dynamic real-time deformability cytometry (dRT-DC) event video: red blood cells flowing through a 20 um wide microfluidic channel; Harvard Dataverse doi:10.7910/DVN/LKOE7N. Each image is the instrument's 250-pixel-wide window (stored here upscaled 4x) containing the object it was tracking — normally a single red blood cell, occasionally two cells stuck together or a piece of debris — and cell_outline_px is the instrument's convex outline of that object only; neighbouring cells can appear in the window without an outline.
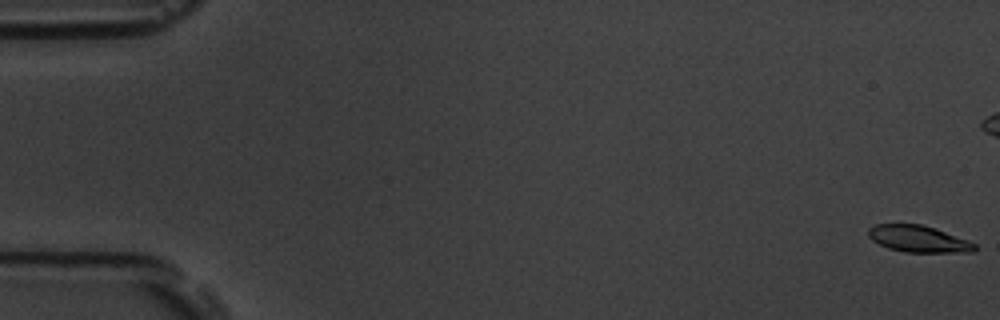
{"species": "common noctule bat (a hibernating species)", "species_latin": "Nyctalus noctula", "temperature_condition": "room temperature", "stored_images_in_passage": 58, "camera_frame_rate_fps": 3000, "um_per_image_px": 0.085, "animal": {"sex": "male", "body_mass_g": 19.5, "forearm_length_mm": 54.6}, "frame": {"image": 1, "passage_image": 1, "time_ms": 0.0, "image_size_px": [1000, 320], "cell_outline_px": [[976, 248], [972, 252], [904, 252], [888, 248], [872, 240], [868, 236], [868, 228], [876, 224], [920, 224], [936, 228], [968, 240], [976, 244]], "centroid_in_image_um": [78.06, 20.3], "position_along_channel_um": 6.9, "area_um2": 16.53}}
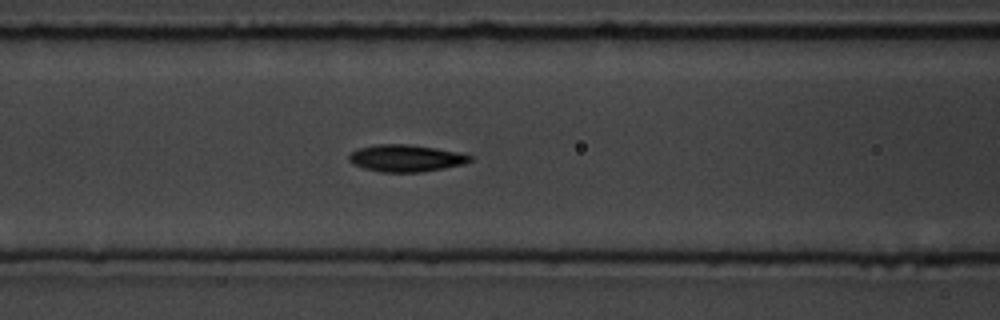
{"frame": {"image": 2, "passage_image": 24, "time_ms": 7.667, "image_size_px": [1000, 320], "cell_outline_px": [[472, 160], [464, 164], [444, 168], [420, 172], [380, 172], [364, 168], [352, 164], [348, 160], [348, 156], [352, 152], [360, 148], [376, 144], [408, 144], [460, 152], [472, 156]], "centroid_in_image_um": [34.5, 13.45], "position_along_channel_um": 132.1, "area_um2": 19.02}}
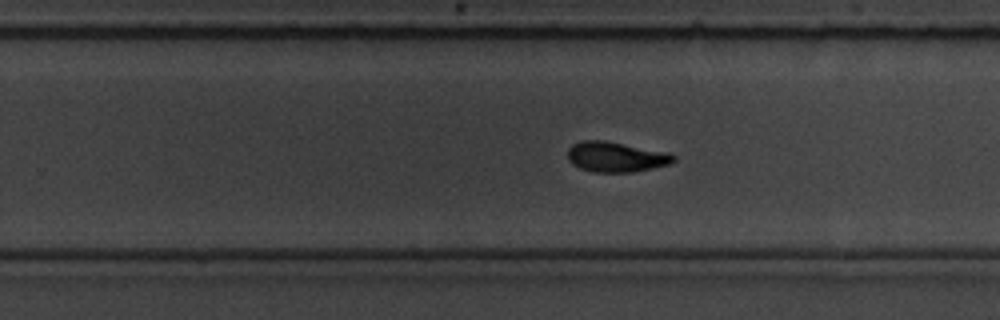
{"frame": {"image": 3, "passage_image": 36, "time_ms": 11.667, "image_size_px": [1000, 320], "cell_outline_px": [[676, 160], [668, 164], [652, 168], [632, 172], [592, 172], [580, 168], [572, 164], [568, 160], [568, 148], [572, 144], [580, 140], [604, 140], [668, 152], [676, 156]], "centroid_in_image_um": [52.33, 13.33], "position_along_channel_um": 277.5, "area_um2": 18.73}, "authors_computed_cell_mechanics": {"area_um2": 18.0914, "velocity_mm_per_s": 3.6419, "shape_relaxation_time_tau1_ms": 3.1562, "shape_relaxation_time_tau2_ms": 2.7033, "deformation_change_tau1": 0.1449, "deformation_change_tau2": 0.0706}}